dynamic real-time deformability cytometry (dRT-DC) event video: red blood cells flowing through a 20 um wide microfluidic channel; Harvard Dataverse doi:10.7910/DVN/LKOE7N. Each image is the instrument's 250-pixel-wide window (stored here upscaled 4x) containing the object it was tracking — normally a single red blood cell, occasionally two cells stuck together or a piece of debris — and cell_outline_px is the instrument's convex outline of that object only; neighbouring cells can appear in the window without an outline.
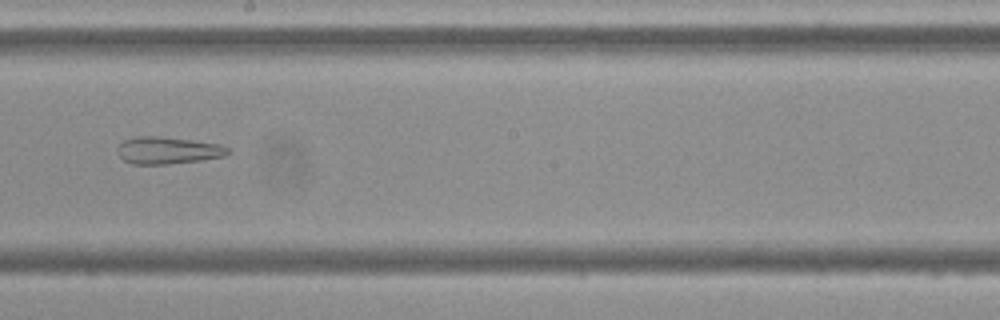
{"species": "Egyptian fruit bat (a non-hibernating species)", "species_latin": "Rousettus aegyptiacus", "temperature_condition": "cold", "stored_images_in_passage": 55, "camera_frame_rate_fps": 3000, "um_per_image_px": 0.085, "frame": {"image": 1, "passage_image": 31, "time_ms": 10.0, "image_size_px": [1000, 320], "cell_outline_px": [[232, 152], [224, 156], [200, 160], [168, 164], [132, 164], [124, 160], [116, 152], [116, 148], [124, 140], [136, 136], [156, 136], [192, 140], [220, 144], [228, 148]], "centroid_in_image_um": [14.25, 12.78], "position_along_channel_um": 234.0, "area_um2": 17.46}}
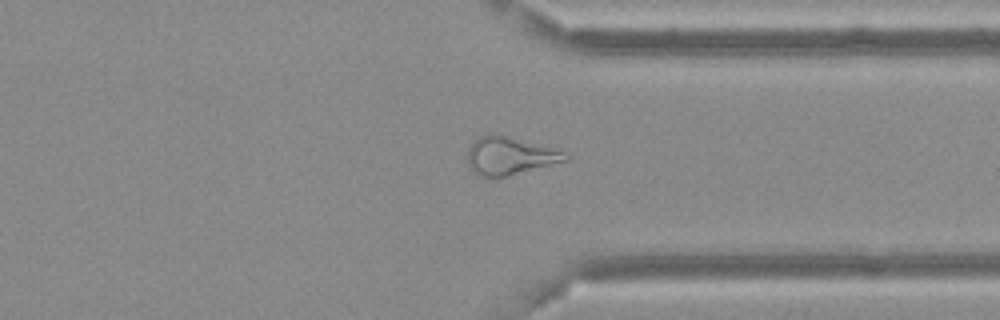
{"frame": {"image": 2, "passage_image": 42, "time_ms": 13.667, "image_size_px": [1000, 320], "cell_outline_px": [[568, 160], [508, 176], [480, 176], [468, 164], [468, 148], [480, 136], [488, 132], [496, 132], [568, 152]], "centroid_in_image_um": [43.35, 13.2], "position_along_channel_um": 368.0, "area_um2": 21.62}}
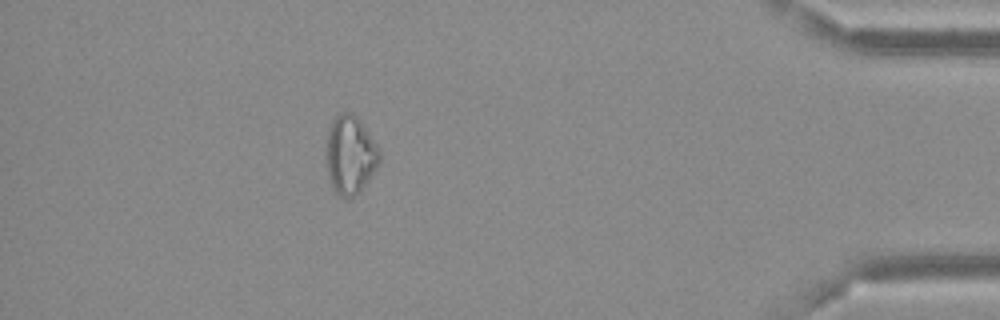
{"frame": {"image": 3, "passage_image": 49, "time_ms": 16.0, "image_size_px": [1000, 320], "cell_outline_px": [[380, 160], [376, 168], [364, 184], [348, 200], [344, 200], [336, 192], [328, 176], [324, 156], [328, 128], [332, 120], [340, 112], [352, 112], [360, 120], [380, 148]], "centroid_in_image_um": [29.73, 13.12], "position_along_channel_um": 405.5, "area_um2": 24.57}, "authors_computed_cell_mechanics": {"area_um2": 24.565, "velocity_mm_per_s": 3.6793, "shape_relaxation_time_tau1_ms": null, "shape_relaxation_time_tau2_ms": 4.9657, "deformation_change_tau1": null, "deformation_change_tau2": 0.18}}